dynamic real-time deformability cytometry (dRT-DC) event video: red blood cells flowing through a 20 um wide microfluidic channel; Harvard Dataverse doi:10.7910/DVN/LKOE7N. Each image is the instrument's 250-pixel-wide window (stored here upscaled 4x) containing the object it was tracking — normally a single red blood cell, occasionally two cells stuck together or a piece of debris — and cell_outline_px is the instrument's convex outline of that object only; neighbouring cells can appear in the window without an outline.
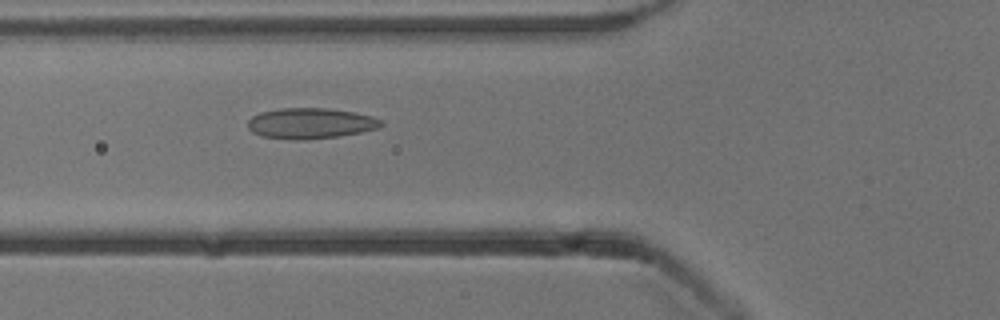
{"species": "common noctule bat (a hibernating species)", "species_latin": "Nyctalus noctula", "temperature_condition": "cold", "stored_images_in_passage": 41, "camera_frame_rate_fps": 3000, "um_per_image_px": 0.085, "animal": {"sex": "male", "body_mass_g": 13.3}, "frame": {"image": 1, "passage_image": 7, "time_ms": 2.0, "image_size_px": [1000, 320], "cell_outline_px": [[384, 124], [380, 128], [340, 136], [304, 140], [296, 140], [264, 136], [252, 132], [248, 128], [248, 120], [252, 116], [260, 112], [280, 108], [328, 108], [352, 112], [372, 116], [380, 120]], "centroid_in_image_um": [26.39, 10.48], "position_along_channel_um": 99.4, "area_um2": 23.81}}
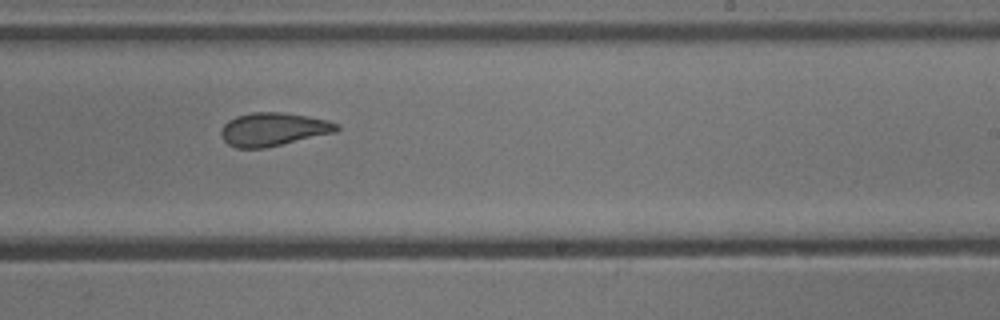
{"frame": {"image": 2, "passage_image": 20, "time_ms": 6.333, "image_size_px": [1000, 320], "cell_outline_px": [[340, 128], [336, 132], [264, 148], [236, 148], [228, 144], [220, 136], [220, 132], [224, 124], [228, 120], [236, 116], [252, 112], [284, 112], [308, 116], [328, 120], [340, 124]], "centroid_in_image_um": [23.23, 10.98], "position_along_channel_um": 265.8, "area_um2": 22.54}}
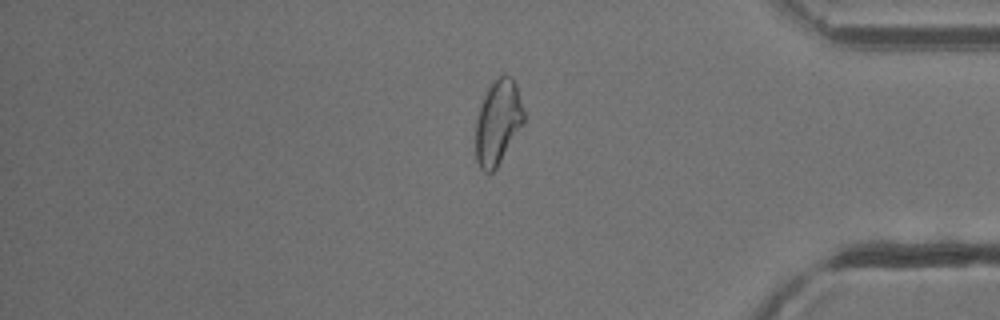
{"frame": {"image": 3, "passage_image": 32, "time_ms": 10.333, "image_size_px": [1000, 320], "cell_outline_px": [[524, 124], [496, 168], [492, 172], [484, 172], [480, 168], [476, 160], [476, 120], [480, 104], [488, 88], [500, 72], [504, 72], [512, 76], [516, 84], [524, 112]], "centroid_in_image_um": [42.33, 10.34], "position_along_channel_um": 392.9, "area_um2": 23.99}, "authors_computed_cell_mechanics": {"area_um2": 23.4668, "velocity_mm_per_s": 3.8332, "shape_relaxation_time_tau1_ms": 9.4993, "shape_relaxation_time_tau2_ms": 2.3509, "deformation_change_tau1": 0.1983, "deformation_change_tau2": 0.0865}}